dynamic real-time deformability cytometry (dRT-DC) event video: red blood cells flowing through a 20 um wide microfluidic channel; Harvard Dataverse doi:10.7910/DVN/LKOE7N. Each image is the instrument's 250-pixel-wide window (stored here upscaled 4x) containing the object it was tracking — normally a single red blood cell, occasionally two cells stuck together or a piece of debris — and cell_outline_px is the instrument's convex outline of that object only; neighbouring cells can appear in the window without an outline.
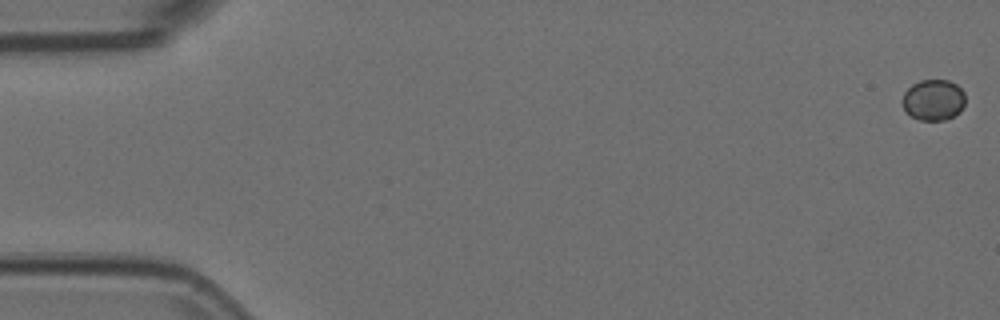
{"species": "Egyptian fruit bat (a non-hibernating species)", "species_latin": "Rousettus aegyptiacus", "temperature_condition": "room temperature", "stored_images_in_passage": 55, "camera_frame_rate_fps": 3000, "um_per_image_px": 0.085, "animal": {"sex": "female"}, "frame": {"image": 1, "passage_image": 1, "time_ms": 0.0, "image_size_px": [1000, 320], "cell_outline_px": [[964, 104], [960, 112], [944, 120], [920, 120], [912, 116], [900, 104], [900, 100], [904, 92], [912, 84], [920, 80], [948, 80], [956, 84], [964, 92]], "centroid_in_image_um": [79.31, 8.48], "position_along_channel_um": 5.7, "area_um2": 15.09}}
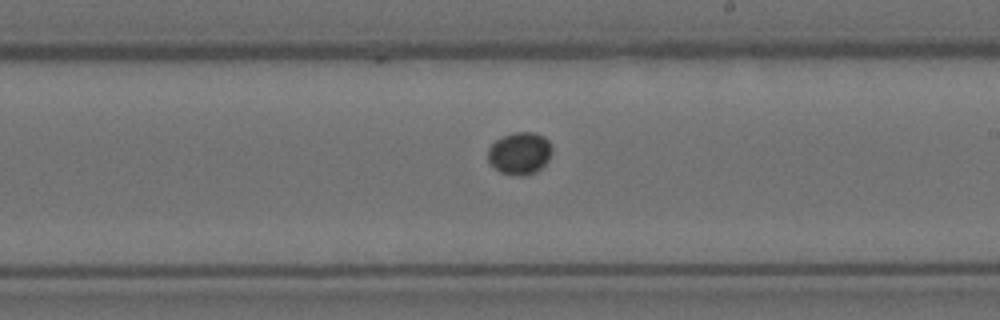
{"frame": {"image": 2, "passage_image": 32, "time_ms": 10.333, "image_size_px": [1000, 320], "cell_outline_px": [[552, 152], [548, 160], [536, 172], [524, 176], [520, 176], [500, 172], [488, 160], [488, 148], [496, 140], [512, 132], [536, 132], [544, 136], [552, 144]], "centroid_in_image_um": [44.2, 13.01], "position_along_channel_um": 244.8, "area_um2": 15.84}}
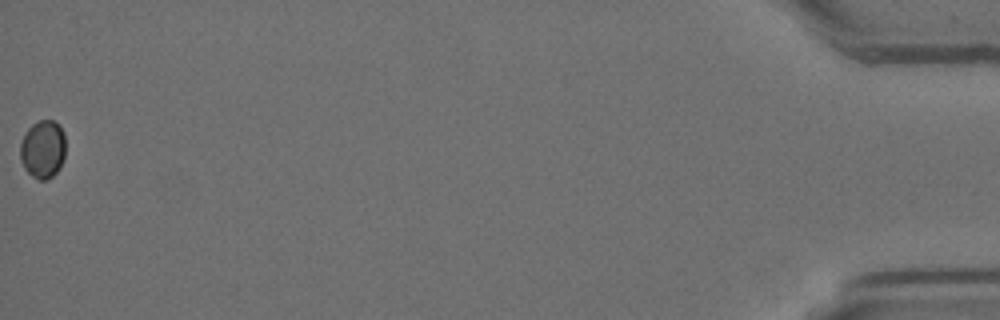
{"frame": {"image": 3, "passage_image": 55, "time_ms": 18.0, "image_size_px": [1000, 320], "cell_outline_px": [[64, 156], [60, 168], [52, 176], [44, 180], [36, 180], [24, 168], [20, 160], [20, 144], [28, 128], [32, 124], [40, 120], [52, 120], [60, 124], [64, 132]], "centroid_in_image_um": [3.64, 12.68], "position_along_channel_um": 431.6, "area_um2": 15.43}}